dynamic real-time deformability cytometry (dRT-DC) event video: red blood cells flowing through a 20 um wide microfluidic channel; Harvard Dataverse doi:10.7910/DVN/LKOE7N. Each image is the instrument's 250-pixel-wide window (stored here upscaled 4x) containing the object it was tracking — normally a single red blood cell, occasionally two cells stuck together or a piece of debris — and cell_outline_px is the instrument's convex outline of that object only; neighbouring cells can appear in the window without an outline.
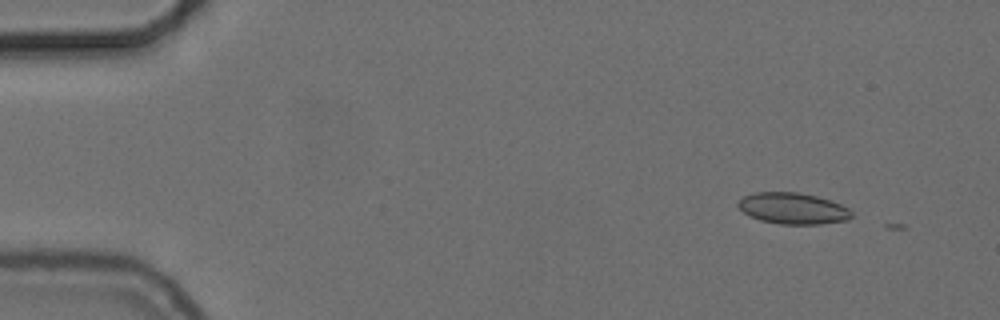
{"species": "common noctule bat (a hibernating species)", "species_latin": "Nyctalus noctula", "temperature_condition": "cold", "stored_images_in_passage": 5, "camera_frame_rate_fps": 3000, "um_per_image_px": 0.085, "animal": {"sex": "female", "body_mass_g": 24.6, "forearm_length_mm": 56.2}, "frame": {"image": 1, "passage_image": 1, "time_ms": 0.0, "image_size_px": [1000, 320], "cell_outline_px": [[852, 216], [848, 220], [820, 224], [780, 224], [760, 220], [748, 216], [736, 204], [744, 196], [752, 192], [796, 192], [816, 196], [832, 200], [848, 208], [852, 212]], "centroid_in_image_um": [67.39, 17.71], "position_along_channel_um": 17.6, "area_um2": 20.75}}